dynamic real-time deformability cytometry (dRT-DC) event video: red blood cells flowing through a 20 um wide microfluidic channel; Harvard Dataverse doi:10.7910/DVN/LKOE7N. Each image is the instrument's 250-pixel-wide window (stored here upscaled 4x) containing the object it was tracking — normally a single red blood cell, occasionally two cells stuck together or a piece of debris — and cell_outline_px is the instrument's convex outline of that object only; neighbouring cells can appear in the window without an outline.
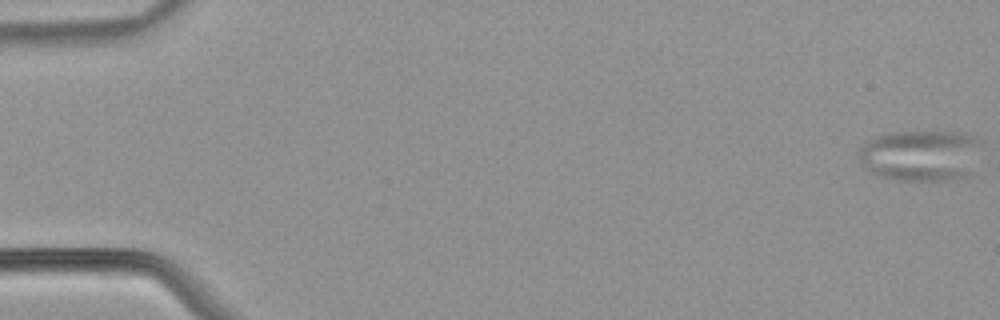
{"species": "common noctule bat (a hibernating species)", "species_latin": "Nyctalus noctula", "temperature_condition": "warm", "stored_images_in_passage": 54, "camera_frame_rate_fps": 3000, "um_per_image_px": 0.085, "animal": {"sex": "male", "body_mass_g": 21.5, "forearm_length_mm": 52.0}, "frame": {"image": 1, "passage_image": 1, "time_ms": 0.0, "image_size_px": [1000, 320], "cell_outline_px": [[980, 144], [968, 176], [948, 180], [900, 180], [880, 176], [864, 168], [860, 160], [860, 148], [864, 140], [876, 136], [892, 132], [960, 132], [972, 136], [980, 140]], "centroid_in_image_um": [78.2, 13.2], "position_along_channel_um": 6.8, "area_um2": 36.3}}
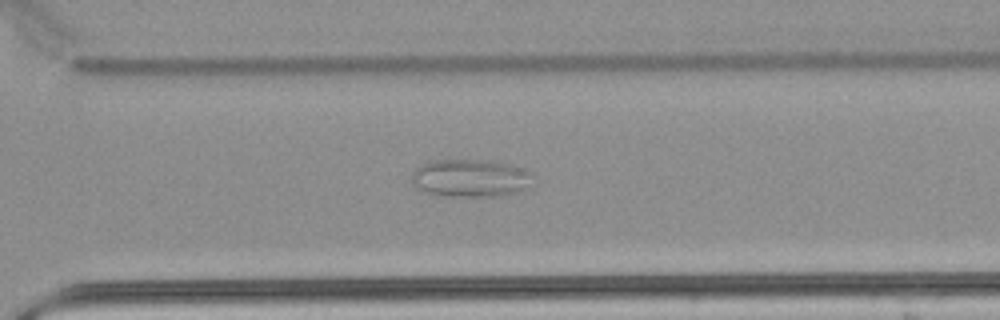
{"frame": {"image": 2, "passage_image": 39, "time_ms": 12.667, "image_size_px": [1000, 320], "cell_outline_px": [[536, 184], [524, 192], [500, 196], [440, 196], [424, 192], [416, 188], [412, 184], [412, 172], [420, 164], [432, 160], [496, 160], [524, 168], [532, 172]], "centroid_in_image_um": [40.08, 15.15], "position_along_channel_um": 330.5, "area_um2": 27.8}}
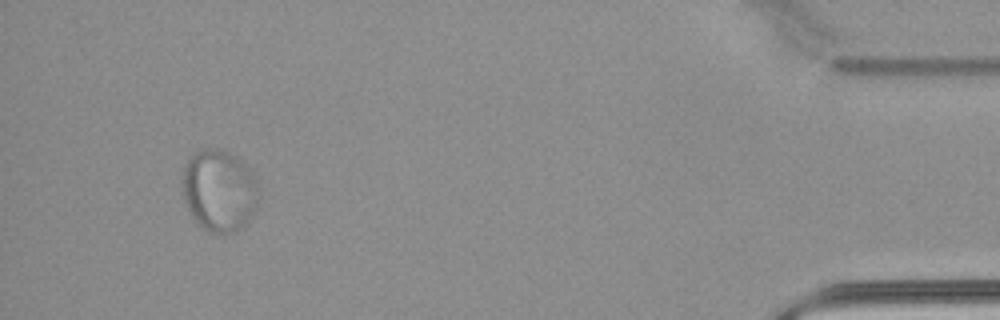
{"frame": {"image": 3, "passage_image": 51, "time_ms": 16.667, "image_size_px": [1000, 320], "cell_outline_px": [[260, 200], [256, 212], [236, 232], [224, 236], [208, 232], [196, 224], [184, 200], [184, 168], [188, 160], [196, 152], [204, 148], [216, 148], [228, 152], [236, 156], [252, 172], [260, 188]], "centroid_in_image_um": [18.69, 16.25], "position_along_channel_um": 416.5, "area_um2": 36.99}}